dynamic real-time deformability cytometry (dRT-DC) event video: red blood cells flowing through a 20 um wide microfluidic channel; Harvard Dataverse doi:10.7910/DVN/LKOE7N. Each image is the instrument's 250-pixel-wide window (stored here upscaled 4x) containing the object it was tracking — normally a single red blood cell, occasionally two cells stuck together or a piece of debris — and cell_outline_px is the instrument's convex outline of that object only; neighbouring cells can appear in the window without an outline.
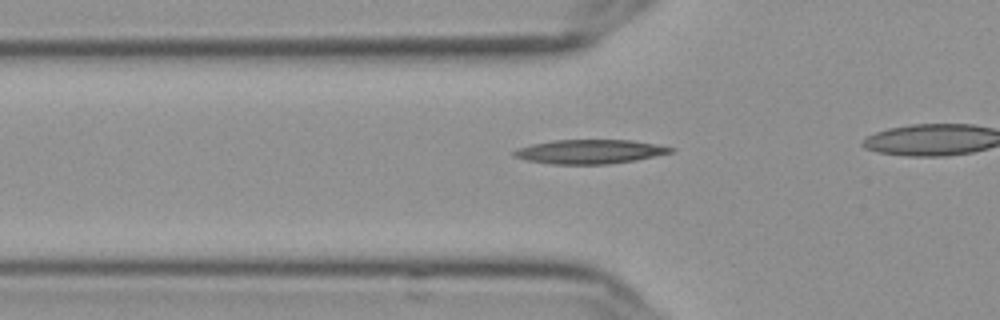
{"species": "Egyptian fruit bat (a non-hibernating species)", "species_latin": "Rousettus aegyptiacus", "temperature_condition": "cold", "stored_images_in_passage": 21, "camera_frame_rate_fps": 3000, "um_per_image_px": 0.085, "frame": {"image": 1, "passage_image": 15, "time_ms": 4.667, "image_size_px": [1000, 320], "cell_outline_px": [[676, 148], [672, 152], [636, 160], [608, 164], [552, 164], [528, 160], [512, 156], [512, 152], [520, 148], [532, 144], [552, 140], [632, 140]], "centroid_in_image_um": [50.13, 12.89], "position_along_channel_um": 75.7, "area_um2": 21.85}}